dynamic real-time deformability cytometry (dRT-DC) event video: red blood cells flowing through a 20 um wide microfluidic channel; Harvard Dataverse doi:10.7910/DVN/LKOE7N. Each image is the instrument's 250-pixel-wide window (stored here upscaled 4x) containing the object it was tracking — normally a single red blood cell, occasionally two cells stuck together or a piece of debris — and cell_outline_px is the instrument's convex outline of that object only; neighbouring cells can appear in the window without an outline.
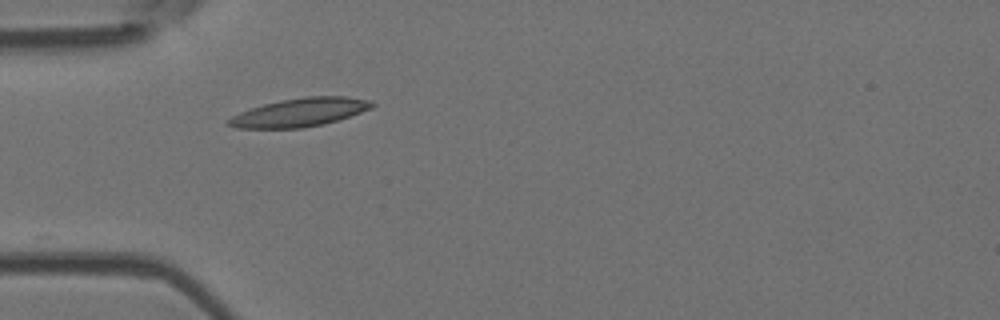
{"species": "Egyptian fruit bat (a non-hibernating species)", "species_latin": "Rousettus aegyptiacus", "temperature_condition": "room temperature", "stored_images_in_passage": 18, "camera_frame_rate_fps": 3000, "um_per_image_px": 0.085, "animal": {"sex": "female"}, "frame": {"image": 1, "passage_image": 1, "time_ms": 0.0, "image_size_px": [1000, 320], "cell_outline_px": [[376, 104], [372, 108], [324, 124], [300, 128], [236, 128], [228, 124], [224, 120], [240, 112], [264, 104], [280, 100], [304, 96], [348, 96], [372, 100]], "centroid_in_image_um": [25.49, 9.54], "position_along_channel_um": 59.5, "area_um2": 23.76}}
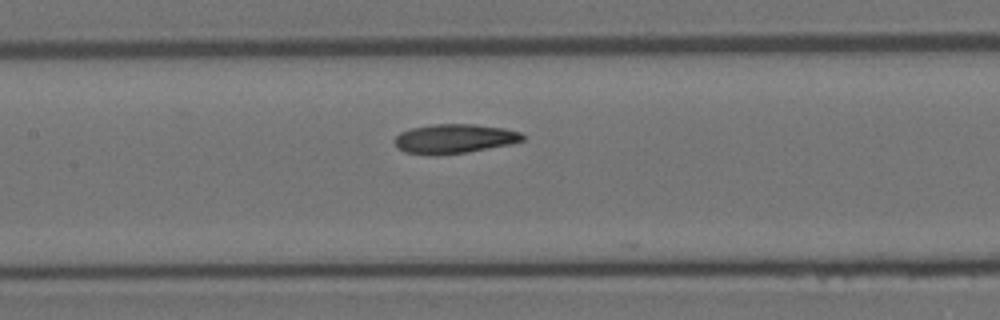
{"frame": {"image": 2, "passage_image": 10, "time_ms": 3.0, "image_size_px": [1000, 320], "cell_outline_px": [[524, 140], [508, 144], [464, 152], [436, 156], [404, 152], [396, 144], [396, 136], [400, 132], [412, 128], [432, 124], [476, 124], [504, 128], [520, 132], [524, 136]], "centroid_in_image_um": [38.61, 11.78], "position_along_channel_um": 168.8, "area_um2": 21.62}}
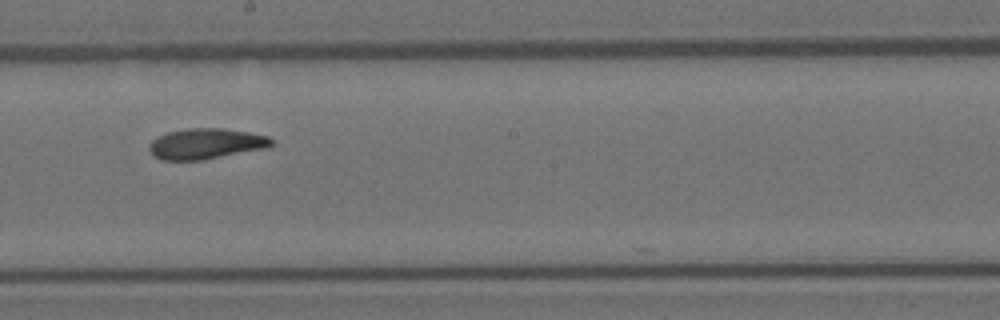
{"frame": {"image": 3, "passage_image": 15, "time_ms": 4.667, "image_size_px": [1000, 320], "cell_outline_px": [[272, 144], [268, 148], [204, 160], [160, 160], [152, 156], [148, 148], [152, 140], [156, 136], [168, 132], [188, 128], [224, 128], [248, 132], [268, 136], [272, 140]], "centroid_in_image_um": [17.48, 12.22], "position_along_channel_um": 230.7, "area_um2": 22.08}}